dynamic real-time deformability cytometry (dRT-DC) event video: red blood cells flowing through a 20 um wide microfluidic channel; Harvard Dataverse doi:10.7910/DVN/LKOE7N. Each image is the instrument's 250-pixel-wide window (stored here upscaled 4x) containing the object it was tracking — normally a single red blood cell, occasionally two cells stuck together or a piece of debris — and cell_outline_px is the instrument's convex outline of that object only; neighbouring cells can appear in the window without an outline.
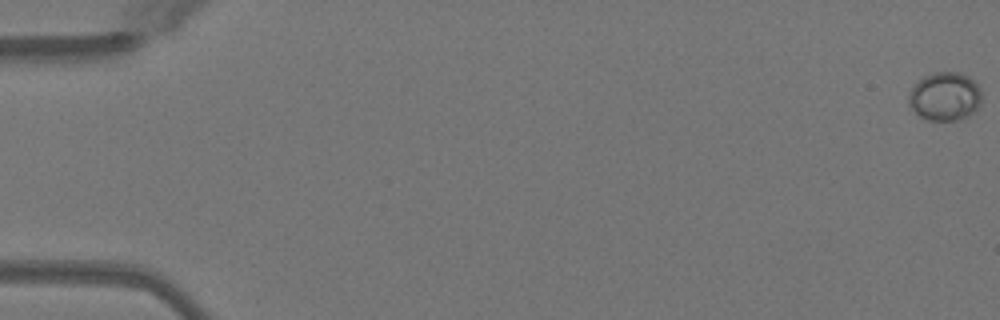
{"species": "Egyptian fruit bat (a non-hibernating species)", "species_latin": "Rousettus aegyptiacus", "temperature_condition": "warm", "stored_images_in_passage": 49, "camera_frame_rate_fps": 3000, "um_per_image_px": 0.085, "animal": {"sex": "female"}, "frame": {"image": 1, "passage_image": 1, "time_ms": 0.0, "image_size_px": [1000, 320], "cell_outline_px": [[980, 104], [976, 112], [960, 120], [928, 120], [920, 116], [908, 104], [908, 96], [912, 88], [924, 76], [932, 72], [960, 72], [968, 76], [980, 88]], "centroid_in_image_um": [80.33, 8.2], "position_along_channel_um": 4.7, "area_um2": 20.63}}
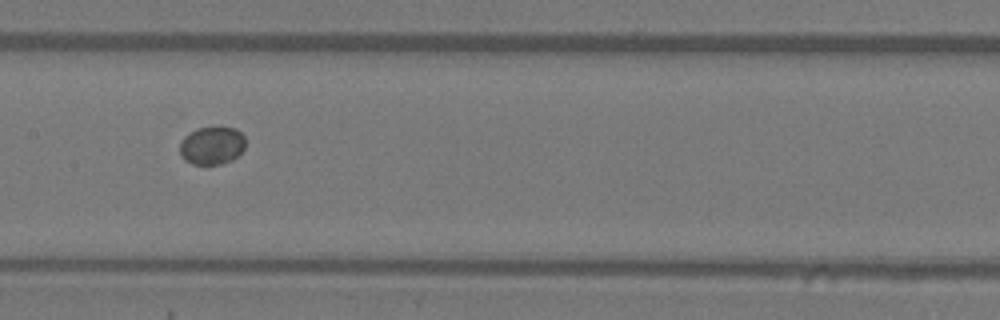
{"frame": {"image": 2, "passage_image": 27, "time_ms": 8.667, "image_size_px": [1000, 320], "cell_outline_px": [[244, 148], [232, 160], [220, 164], [192, 164], [184, 160], [180, 156], [180, 140], [184, 136], [196, 128], [236, 128], [244, 136]], "centroid_in_image_um": [17.97, 12.38], "position_along_channel_um": 189.4, "area_um2": 14.45}}
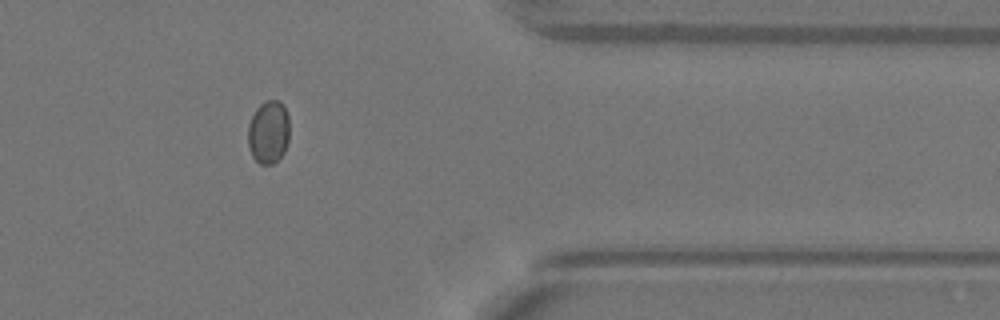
{"frame": {"image": 3, "passage_image": 43, "time_ms": 14.0, "image_size_px": [1000, 320], "cell_outline_px": [[288, 140], [284, 152], [272, 164], [260, 164], [252, 156], [248, 144], [248, 124], [256, 108], [260, 104], [268, 100], [280, 100], [288, 116]], "centroid_in_image_um": [22.81, 11.22], "position_along_channel_um": 388.6, "area_um2": 15.14}}